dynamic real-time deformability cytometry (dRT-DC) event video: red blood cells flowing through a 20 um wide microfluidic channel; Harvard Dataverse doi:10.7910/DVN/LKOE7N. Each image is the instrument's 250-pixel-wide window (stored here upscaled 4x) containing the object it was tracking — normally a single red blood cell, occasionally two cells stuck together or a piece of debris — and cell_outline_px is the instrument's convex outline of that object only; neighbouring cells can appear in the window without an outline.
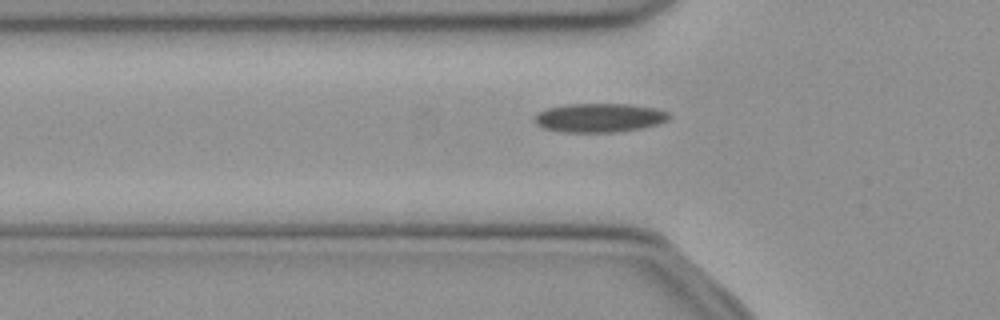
{"species": "common noctule bat (a hibernating species)", "species_latin": "Nyctalus noctula", "temperature_condition": "cold", "stored_images_in_passage": 35, "camera_frame_rate_fps": 3000, "um_per_image_px": 0.085, "animal": {"sex": "female", "body_mass_g": 21.9}, "frame": {"image": 1, "passage_image": 3, "time_ms": 0.667, "image_size_px": [1000, 320], "cell_outline_px": [[672, 116], [668, 120], [660, 124], [644, 128], [616, 132], [560, 132], [544, 128], [536, 124], [532, 120], [540, 112], [548, 108], [568, 104], [632, 104], [656, 108], [668, 112]], "centroid_in_image_um": [51.0, 10.01], "position_along_channel_um": 74.8, "area_um2": 22.89}}
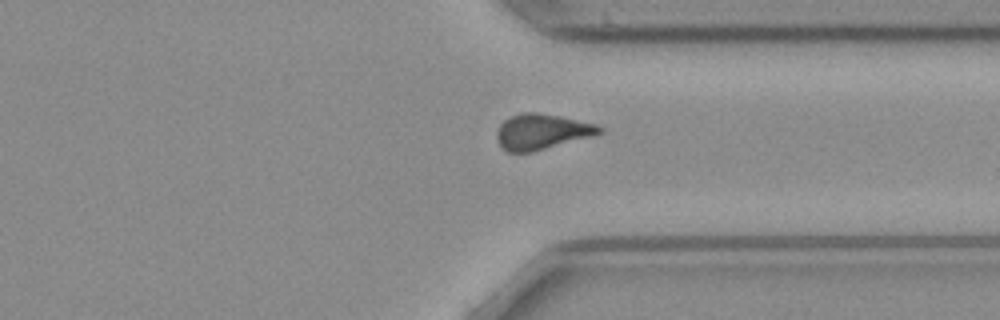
{"frame": {"image": 2, "passage_image": 25, "time_ms": 8.0, "image_size_px": [1000, 320], "cell_outline_px": [[604, 128], [600, 132], [592, 136], [532, 152], [508, 152], [500, 148], [496, 140], [496, 132], [500, 124], [504, 120], [520, 112], [536, 112], [560, 116], [596, 124]], "centroid_in_image_um": [46.0, 11.19], "position_along_channel_um": 365.4, "area_um2": 21.27}}
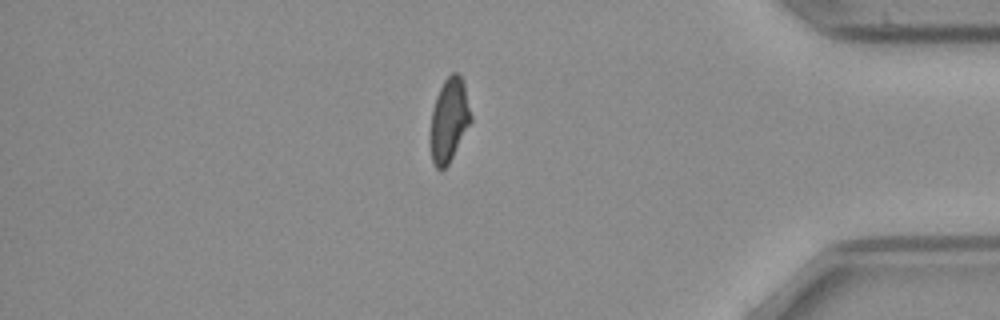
{"frame": {"image": 3, "passage_image": 30, "time_ms": 9.667, "image_size_px": [1000, 320], "cell_outline_px": [[472, 120], [448, 164], [444, 168], [436, 168], [432, 160], [428, 136], [432, 108], [436, 96], [444, 80], [452, 72], [456, 72], [460, 76], [464, 84], [472, 116]], "centroid_in_image_um": [38.14, 10.2], "position_along_channel_um": 397.1, "area_um2": 19.88}}